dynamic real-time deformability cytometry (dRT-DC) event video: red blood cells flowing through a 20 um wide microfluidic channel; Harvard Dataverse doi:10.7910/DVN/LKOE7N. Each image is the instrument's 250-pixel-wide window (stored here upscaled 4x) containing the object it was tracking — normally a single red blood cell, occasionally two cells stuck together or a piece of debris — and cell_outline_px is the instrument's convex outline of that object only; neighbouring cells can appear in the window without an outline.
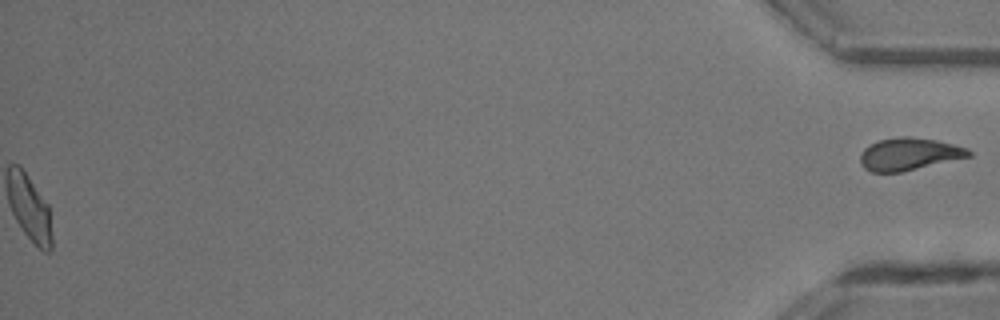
{"species": "common noctule bat (a hibernating species)", "species_latin": "Nyctalus noctula", "temperature_condition": "room temperature", "stored_images_in_passage": 42, "segment_of_instrument_passage": [2, 2], "camera_frame_rate_fps": 3000, "um_per_image_px": 0.085, "animal": {"sex": "male", "body_mass_g": 13.3}, "frame": {"image": 1, "passage_image": 42, "time_ms": 13.667, "image_size_px": [1000, 320], "cell_outline_px": [[972, 156], [900, 172], [872, 172], [864, 168], [860, 164], [860, 156], [864, 148], [880, 140], [900, 136], [908, 136], [936, 140], [968, 148], [972, 152]], "centroid_in_image_um": [77.27, 13.1], "position_along_channel_um": 357.9, "area_um2": 20.35}}